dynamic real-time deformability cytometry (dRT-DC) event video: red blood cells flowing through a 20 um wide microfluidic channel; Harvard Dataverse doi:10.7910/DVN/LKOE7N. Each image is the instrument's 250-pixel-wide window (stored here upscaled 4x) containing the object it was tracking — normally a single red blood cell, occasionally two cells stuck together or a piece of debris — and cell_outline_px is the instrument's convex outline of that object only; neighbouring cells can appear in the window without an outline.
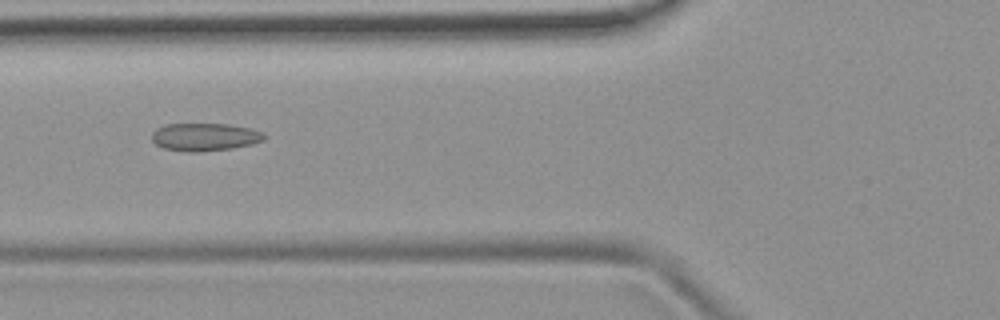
{"species": "common noctule bat (a hibernating species)", "species_latin": "Nyctalus noctula", "temperature_condition": "room temperature", "stored_images_in_passage": 5, "camera_frame_rate_fps": 3000, "um_per_image_px": 0.085, "animal": {"sex": "female", "body_mass_g": 19.9}, "frame": {"image": 1, "passage_image": 3, "time_ms": 2.667, "image_size_px": [1000, 320], "cell_outline_px": [[268, 136], [264, 140], [252, 144], [232, 148], [200, 152], [188, 152], [164, 148], [156, 144], [152, 140], [152, 132], [156, 128], [164, 124], [228, 124], [252, 128], [264, 132]], "centroid_in_image_um": [17.44, 11.63], "position_along_channel_um": 108.4, "area_um2": 18.44}}
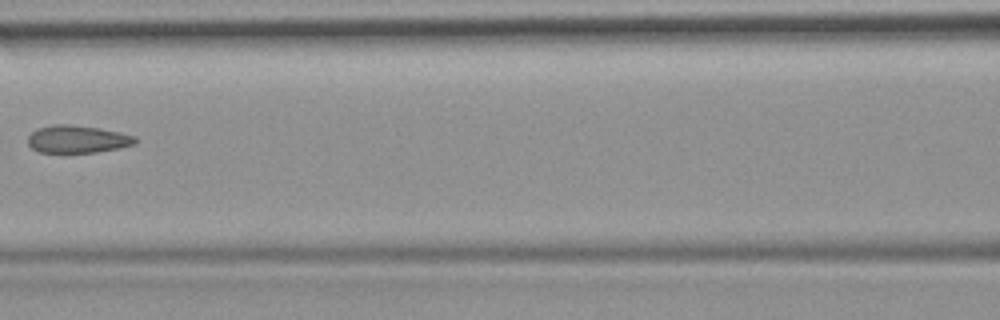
{"frame": {"image": 2, "passage_image": 4, "time_ms": 4.0, "image_size_px": [1000, 320], "cell_outline_px": [[136, 144], [120, 148], [96, 152], [40, 152], [32, 148], [28, 144], [28, 136], [36, 128], [52, 124], [68, 124], [100, 128], [120, 132], [136, 136]], "centroid_in_image_um": [6.59, 11.82], "position_along_channel_um": 160.0, "area_um2": 17.34}}